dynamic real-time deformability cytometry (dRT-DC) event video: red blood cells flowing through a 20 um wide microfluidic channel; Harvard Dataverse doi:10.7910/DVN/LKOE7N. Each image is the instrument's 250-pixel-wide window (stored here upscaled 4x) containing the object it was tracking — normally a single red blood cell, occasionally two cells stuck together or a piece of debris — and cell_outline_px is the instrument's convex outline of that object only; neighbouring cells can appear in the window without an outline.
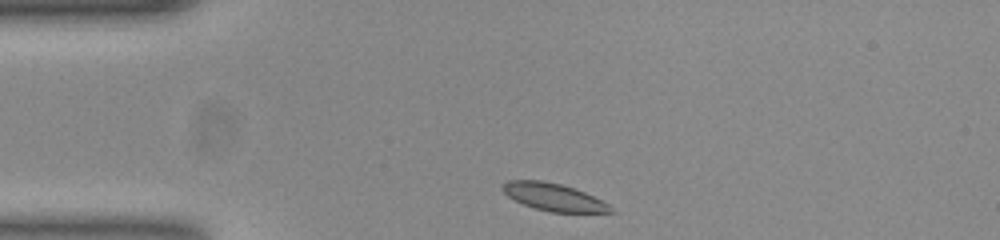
{"species": "common noctule bat (a hibernating species)", "species_latin": "Nyctalus noctula", "temperature_condition": "room temperature", "stored_images_in_passage": 33, "camera_frame_rate_fps": 3000, "um_per_image_px": 0.085, "animal": {"sex": "female", "body_mass_g": 23.0, "forearm_length_mm": 53.4}, "frame": {"image": 1, "passage_image": 1, "time_ms": 0.0, "image_size_px": [1000, 240], "cell_outline_px": [[616, 212], [548, 212], [524, 204], [508, 196], [500, 188], [508, 180], [540, 180], [560, 184], [584, 192], [608, 204]], "centroid_in_image_um": [47.04, 16.75], "position_along_channel_um": 38.0, "area_um2": 16.94}}
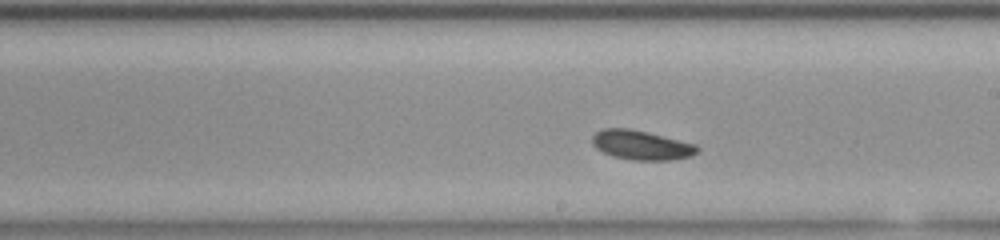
{"frame": {"image": 2, "passage_image": 19, "time_ms": 6.0, "image_size_px": [1000, 240], "cell_outline_px": [[700, 152], [692, 156], [672, 160], [632, 160], [612, 156], [596, 148], [592, 144], [592, 136], [596, 132], [604, 128], [628, 128], [648, 132], [696, 144], [700, 148]], "centroid_in_image_um": [54.55, 12.34], "position_along_channel_um": 234.5, "area_um2": 18.15}}
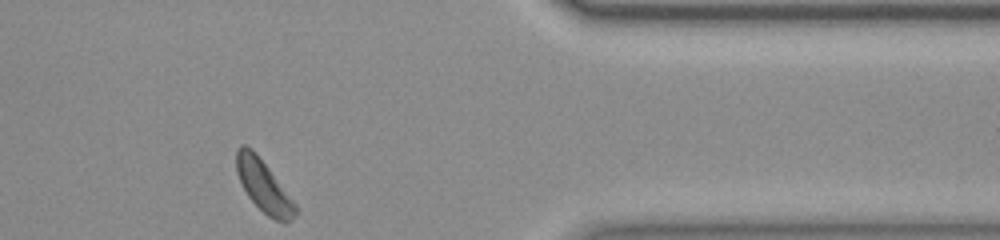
{"frame": {"image": 3, "passage_image": 33, "time_ms": 10.667, "image_size_px": [1000, 240], "cell_outline_px": [[296, 212], [292, 220], [284, 224], [268, 216], [248, 196], [236, 172], [236, 148], [240, 144], [244, 144], [252, 148], [256, 152], [296, 204]], "centroid_in_image_um": [22.4, 15.79], "position_along_channel_um": 389.0, "area_um2": 17.63}, "authors_computed_cell_mechanics": {"area_um2": 17.629, "velocity_mm_per_s": 3.805, "shape_relaxation_time_tau1_ms": 6.2731, "shape_relaxation_time_tau2_ms": null, "deformation_change_tau1": 0.1726, "deformation_change_tau2": null}}